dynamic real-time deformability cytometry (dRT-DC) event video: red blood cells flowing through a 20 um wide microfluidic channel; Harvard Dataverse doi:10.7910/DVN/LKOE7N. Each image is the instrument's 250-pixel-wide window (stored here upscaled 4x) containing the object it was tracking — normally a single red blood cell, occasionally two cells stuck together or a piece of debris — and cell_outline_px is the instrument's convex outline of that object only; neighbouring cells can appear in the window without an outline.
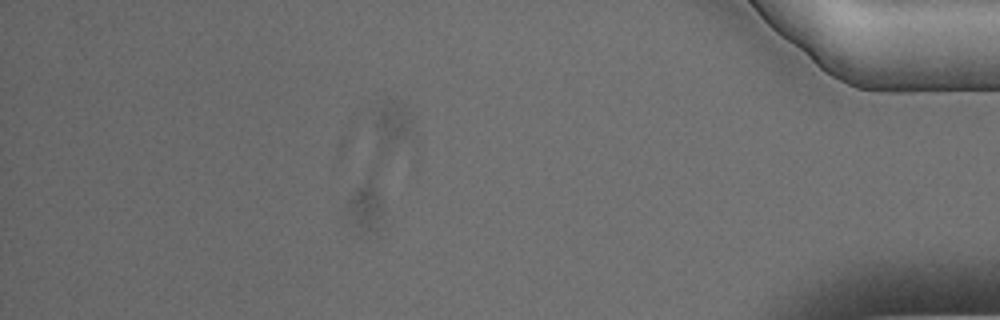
{"species": "Egyptian fruit bat (a non-hibernating species)", "species_latin": "Rousettus aegyptiacus", "temperature_condition": "warm", "stored_images_in_passage": 51, "segment_of_instrument_passage": [1, 2], "camera_frame_rate_fps": 3000, "um_per_image_px": 0.085, "animal": {"sex": "male"}, "frame": {"image": 1, "passage_image": 44, "time_ms": 14.333, "image_size_px": [1000, 320], "cell_outline_px": [[412, 112], [408, 136], [384, 220], [376, 232], [368, 236], [344, 212], [376, 112], [380, 100], [392, 100], [404, 104]], "centroid_in_image_um": [32.23, 14.13], "position_along_channel_um": 403.0, "area_um2": 35.6}}